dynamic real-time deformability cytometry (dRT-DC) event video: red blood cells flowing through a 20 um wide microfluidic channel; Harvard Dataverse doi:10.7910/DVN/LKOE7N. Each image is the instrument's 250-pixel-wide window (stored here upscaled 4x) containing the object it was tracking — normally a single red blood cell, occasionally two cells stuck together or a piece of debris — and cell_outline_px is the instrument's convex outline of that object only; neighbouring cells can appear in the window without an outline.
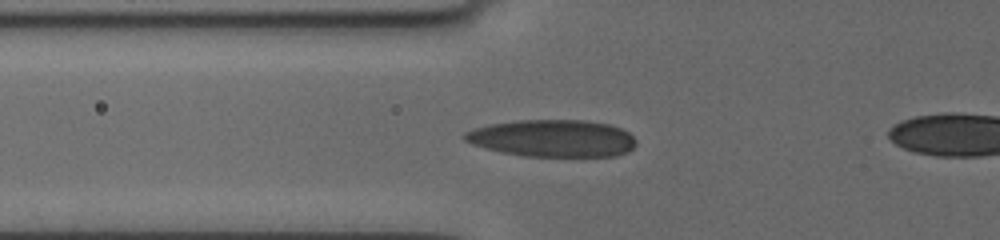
{"species": "human", "species_latin": "Homo sapiens", "temperature_condition": "cold", "stored_images_in_passage": 11, "camera_frame_rate_fps": 3000, "um_per_image_px": 0.085, "donor": {"sex": "female"}, "frame": {"image": 1, "passage_image": 8, "time_ms": 7.0, "image_size_px": [1000, 240], "cell_outline_px": [[636, 144], [628, 152], [616, 156], [524, 156], [500, 152], [484, 148], [472, 144], [464, 140], [460, 136], [464, 132], [476, 128], [492, 124], [520, 120], [584, 120], [608, 124], [620, 128], [628, 132], [636, 140]], "centroid_in_image_um": [46.95, 11.76], "position_along_channel_um": 78.8, "area_um2": 37.17}}
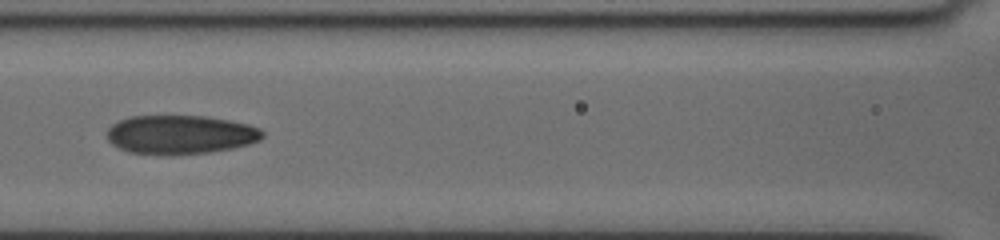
{"frame": {"image": 2, "passage_image": 10, "time_ms": 9.0, "image_size_px": [1000, 240], "cell_outline_px": [[264, 136], [260, 140], [248, 144], [232, 148], [208, 152], [168, 156], [128, 152], [112, 144], [108, 140], [108, 128], [112, 124], [128, 116], [208, 116], [248, 124], [260, 128], [264, 132]], "centroid_in_image_um": [15.33, 11.45], "position_along_channel_um": 151.3, "area_um2": 35.49}}